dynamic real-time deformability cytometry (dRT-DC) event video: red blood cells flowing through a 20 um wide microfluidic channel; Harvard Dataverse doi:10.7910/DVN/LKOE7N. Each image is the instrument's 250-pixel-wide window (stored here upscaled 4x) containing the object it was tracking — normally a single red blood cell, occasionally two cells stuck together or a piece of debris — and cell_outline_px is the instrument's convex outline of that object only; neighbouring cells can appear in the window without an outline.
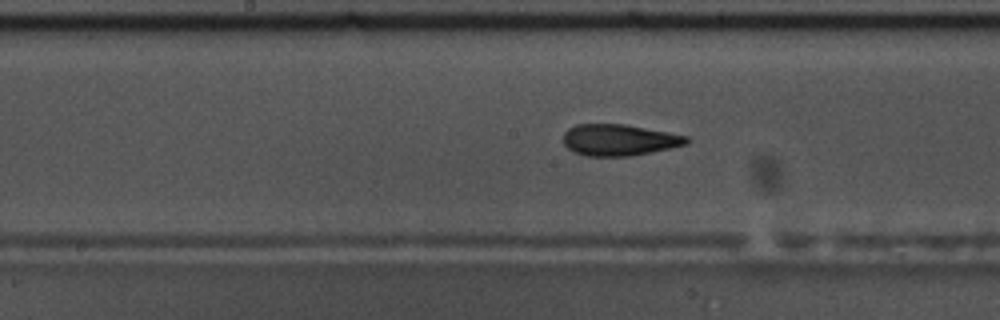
{"species": "common noctule bat (a hibernating species)", "species_latin": "Nyctalus noctula", "temperature_condition": "warm", "stored_images_in_passage": 49, "camera_frame_rate_fps": 3000, "um_per_image_px": 0.085, "animal": {"sex": "male", "body_mass_g": 17.5, "forearm_length_mm": 52.3}, "frame": {"image": 1, "passage_image": 28, "time_ms": 9.0, "image_size_px": [1000, 320], "cell_outline_px": [[688, 144], [672, 148], [632, 156], [588, 156], [572, 152], [564, 144], [564, 132], [568, 128], [576, 124], [628, 124], [688, 136]], "centroid_in_image_um": [52.63, 11.89], "position_along_channel_um": 195.6, "area_um2": 22.77}}
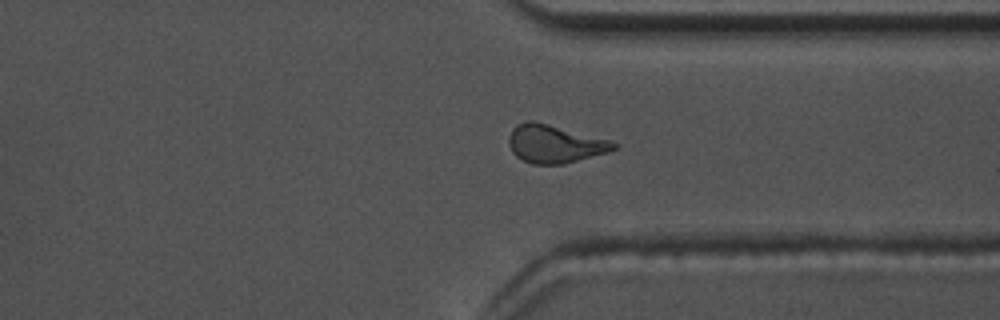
{"frame": {"image": 2, "passage_image": 42, "time_ms": 13.667, "image_size_px": [1000, 320], "cell_outline_px": [[620, 144], [616, 148], [608, 152], [564, 164], [532, 164], [516, 156], [512, 152], [508, 144], [508, 136], [512, 128], [516, 124], [528, 120], [532, 120], [548, 124], [608, 140]], "centroid_in_image_um": [47.11, 12.23], "position_along_channel_um": 364.3, "area_um2": 23.12}}
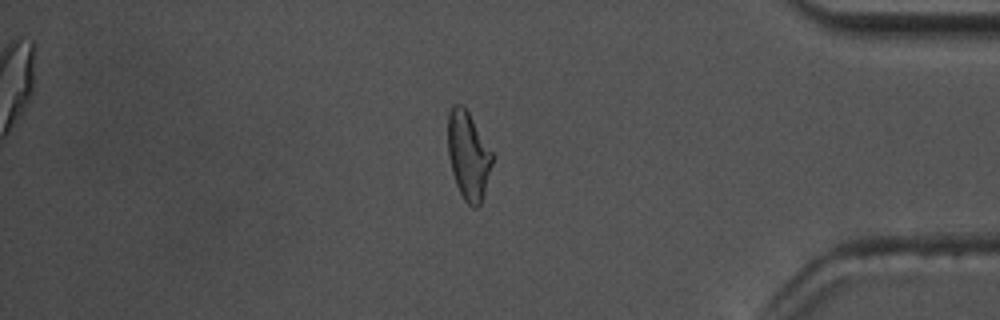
{"frame": {"image": 3, "passage_image": 47, "time_ms": 15.333, "image_size_px": [1000, 320], "cell_outline_px": [[492, 164], [484, 192], [480, 204], [476, 208], [472, 208], [464, 200], [456, 184], [452, 172], [448, 156], [448, 112], [452, 104], [460, 104], [468, 112], [492, 152]], "centroid_in_image_um": [39.78, 13.22], "position_along_channel_um": 395.4, "area_um2": 22.48}}